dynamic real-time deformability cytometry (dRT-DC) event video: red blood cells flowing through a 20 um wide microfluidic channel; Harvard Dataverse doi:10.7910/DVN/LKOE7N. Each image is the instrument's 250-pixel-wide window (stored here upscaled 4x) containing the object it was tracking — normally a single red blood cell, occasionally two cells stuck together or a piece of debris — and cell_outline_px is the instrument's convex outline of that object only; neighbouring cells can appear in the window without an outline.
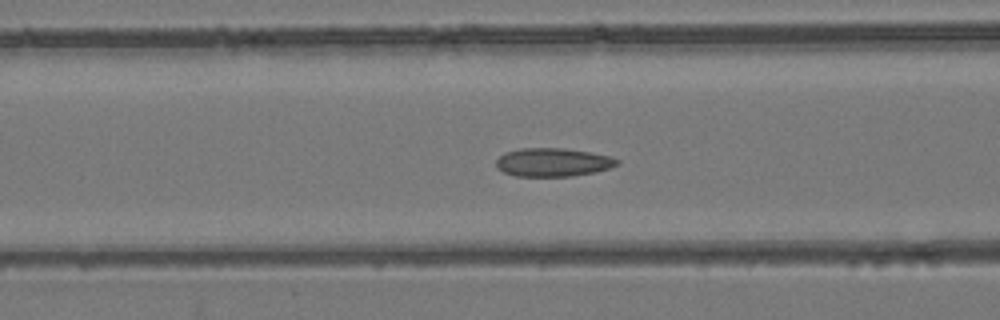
{"species": "common noctule bat (a hibernating species)", "species_latin": "Nyctalus noctula", "temperature_condition": "room temperature", "stored_images_in_passage": 54, "camera_frame_rate_fps": 3000, "um_per_image_px": 0.085, "animal": {"sex": "female", "body_mass_g": 24.6, "forearm_length_mm": 56.2}, "frame": {"image": 1, "passage_image": 22, "time_ms": 7.0, "image_size_px": [1000, 320], "cell_outline_px": [[620, 164], [596, 172], [572, 176], [516, 176], [504, 172], [496, 168], [496, 160], [504, 152], [520, 148], [564, 148], [588, 152], [608, 156], [620, 160]], "centroid_in_image_um": [46.97, 13.79], "position_along_channel_um": 119.6, "area_um2": 20.06}}
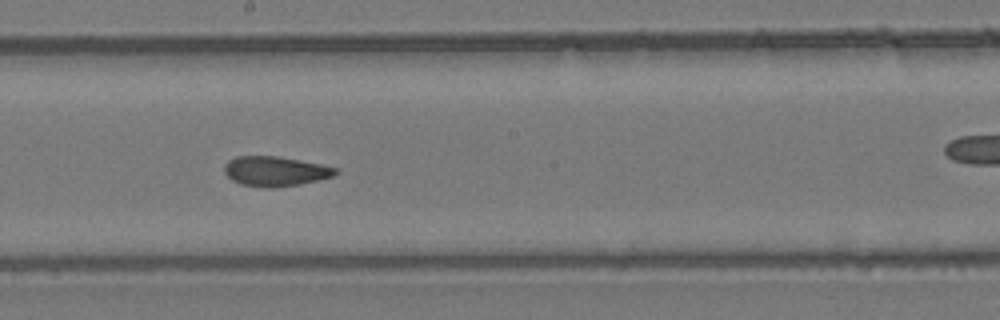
{"frame": {"image": 2, "passage_image": 30, "time_ms": 9.667, "image_size_px": [1000, 320], "cell_outline_px": [[340, 172], [332, 176], [300, 184], [272, 188], [264, 188], [240, 184], [232, 180], [224, 172], [224, 164], [228, 160], [236, 156], [276, 156], [300, 160], [320, 164], [336, 168]], "centroid_in_image_um": [23.36, 14.56], "position_along_channel_um": 224.8, "area_um2": 19.31}}
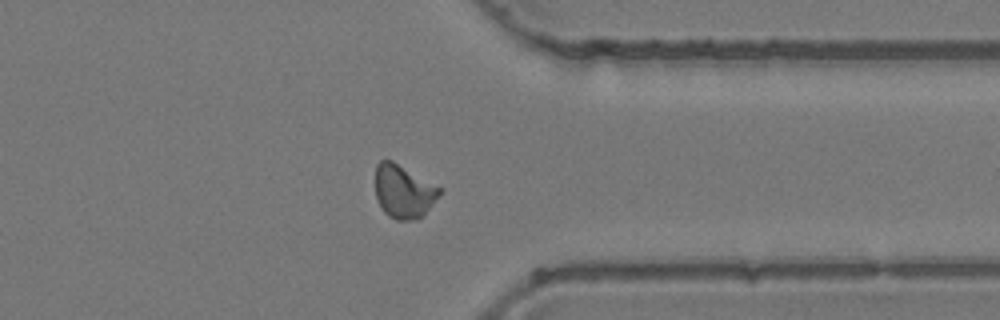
{"frame": {"image": 3, "passage_image": 42, "time_ms": 13.667, "image_size_px": [1000, 320], "cell_outline_px": [[444, 188], [440, 196], [420, 216], [412, 220], [396, 220], [388, 216], [384, 212], [376, 196], [376, 164], [380, 160], [392, 160]], "centroid_in_image_um": [34.33, 16.24], "position_along_channel_um": 377.1, "area_um2": 20.0}, "authors_computed_cell_mechanics": {"area_um2": 19.8832, "velocity_mm_per_s": 3.9495, "shape_relaxation_time_tau1_ms": null, "shape_relaxation_time_tau2_ms": 1.6337, "deformation_change_tau1": null, "deformation_change_tau2": 0.0599}}